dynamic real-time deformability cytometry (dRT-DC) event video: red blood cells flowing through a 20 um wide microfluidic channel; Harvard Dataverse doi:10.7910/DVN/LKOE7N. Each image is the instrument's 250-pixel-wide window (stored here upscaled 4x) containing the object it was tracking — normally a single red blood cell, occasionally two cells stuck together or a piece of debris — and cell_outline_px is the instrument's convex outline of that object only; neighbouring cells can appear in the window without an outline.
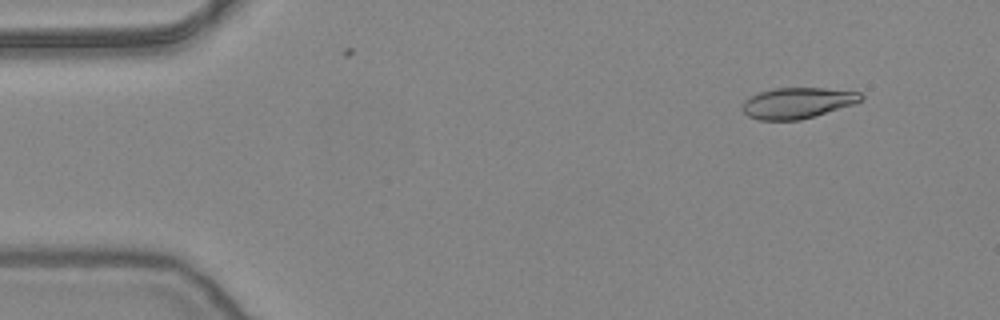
{"species": "common noctule bat (a hibernating species)", "species_latin": "Nyctalus noctula", "temperature_condition": "warm", "stored_images_in_passage": 37, "camera_frame_rate_fps": 3000, "um_per_image_px": 0.085, "animal": {"sex": "female", "body_mass_g": 24.6, "forearm_length_mm": 56.2}, "frame": {"image": 1, "passage_image": 5, "time_ms": 1.333, "image_size_px": [1000, 320], "cell_outline_px": [[864, 100], [852, 104], [800, 120], [760, 120], [748, 116], [740, 108], [744, 100], [760, 92], [772, 88], [824, 88], [860, 92], [864, 96]], "centroid_in_image_um": [67.76, 8.74], "position_along_channel_um": 17.2, "area_um2": 21.21}}
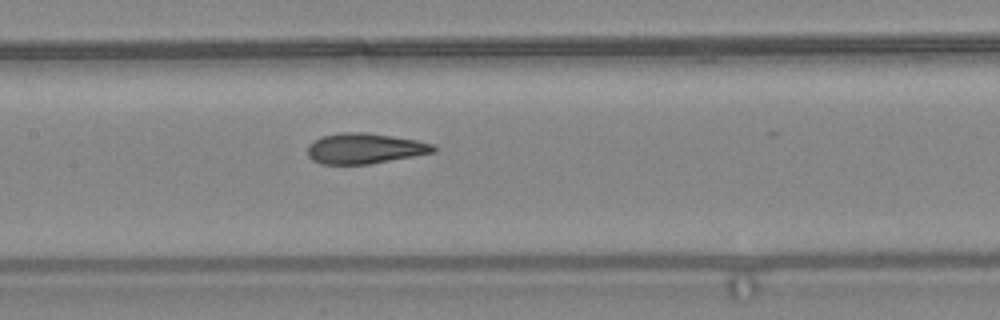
{"frame": {"image": 2, "passage_image": 25, "time_ms": 8.0, "image_size_px": [1000, 320], "cell_outline_px": [[436, 152], [368, 164], [320, 164], [312, 160], [308, 156], [308, 144], [324, 136], [340, 132], [364, 132], [416, 140], [432, 144], [436, 148]], "centroid_in_image_um": [30.98, 12.62], "position_along_channel_um": 176.4, "area_um2": 22.14}}
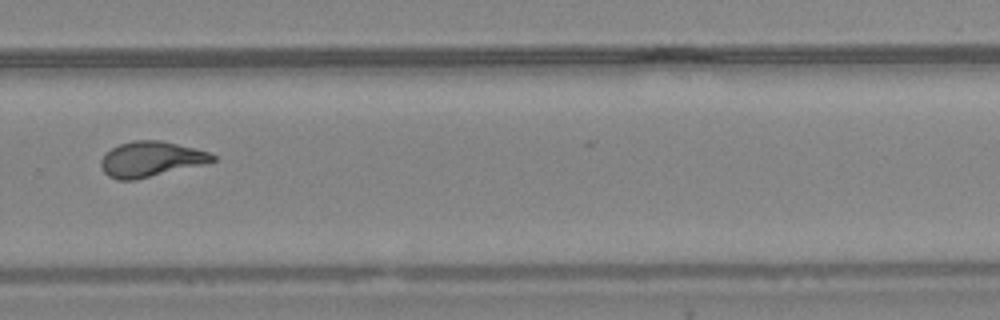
{"frame": {"image": 3, "passage_image": 36, "time_ms": 11.667, "image_size_px": [1000, 320], "cell_outline_px": [[216, 160], [204, 164], [136, 180], [116, 180], [108, 176], [104, 172], [100, 164], [100, 160], [104, 152], [120, 144], [132, 140], [160, 140], [196, 148], [208, 152], [216, 156]], "centroid_in_image_um": [12.79, 13.53], "position_along_channel_um": 317.0, "area_um2": 23.12}}